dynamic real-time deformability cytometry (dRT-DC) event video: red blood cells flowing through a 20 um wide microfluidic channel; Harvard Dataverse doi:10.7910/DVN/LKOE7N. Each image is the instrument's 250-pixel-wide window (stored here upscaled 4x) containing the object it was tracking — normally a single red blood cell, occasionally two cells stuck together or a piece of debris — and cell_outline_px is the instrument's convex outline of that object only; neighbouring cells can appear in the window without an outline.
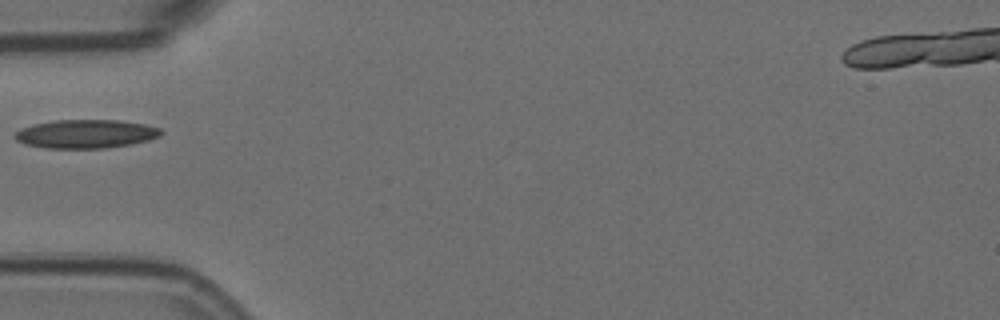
{"species": "Egyptian fruit bat (a non-hibernating species)", "species_latin": "Rousettus aegyptiacus", "temperature_condition": "room temperature", "stored_images_in_passage": 39, "camera_frame_rate_fps": 3000, "um_per_image_px": 0.085, "animal": {"sex": "female"}, "frame": {"image": 1, "passage_image": 1, "time_ms": 0.0, "image_size_px": [1000, 320], "cell_outline_px": [[164, 132], [160, 136], [148, 140], [128, 144], [104, 148], [44, 148], [24, 144], [16, 140], [12, 136], [20, 128], [32, 124], [52, 120], [120, 120], [144, 124], [160, 128]], "centroid_in_image_um": [7.25, 11.37], "position_along_channel_um": 77.8, "area_um2": 24.51}}
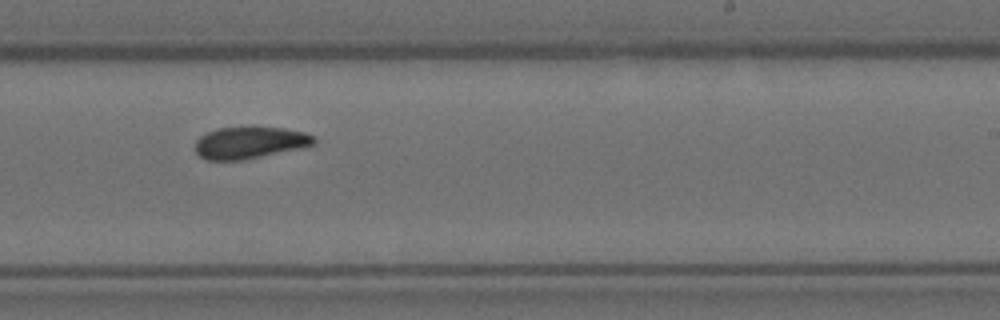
{"frame": {"image": 2, "passage_image": 17, "time_ms": 5.333, "image_size_px": [1000, 320], "cell_outline_px": [[316, 144], [304, 148], [244, 160], [208, 160], [200, 156], [196, 152], [196, 140], [200, 136], [216, 128], [248, 124], [252, 124], [284, 128], [304, 132], [316, 136]], "centroid_in_image_um": [21.29, 12.08], "position_along_channel_um": 267.7, "area_um2": 23.12}}
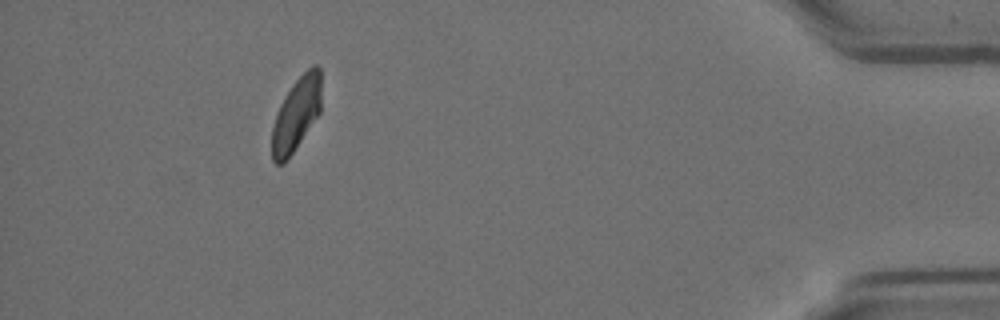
{"frame": {"image": 3, "passage_image": 34, "time_ms": 11.0, "image_size_px": [1000, 320], "cell_outline_px": [[320, 112], [284, 164], [276, 164], [272, 160], [272, 128], [280, 104], [284, 96], [292, 84], [312, 64], [316, 64], [320, 68]], "centroid_in_image_um": [25.17, 9.69], "position_along_channel_um": 410.0, "area_um2": 20.81}}